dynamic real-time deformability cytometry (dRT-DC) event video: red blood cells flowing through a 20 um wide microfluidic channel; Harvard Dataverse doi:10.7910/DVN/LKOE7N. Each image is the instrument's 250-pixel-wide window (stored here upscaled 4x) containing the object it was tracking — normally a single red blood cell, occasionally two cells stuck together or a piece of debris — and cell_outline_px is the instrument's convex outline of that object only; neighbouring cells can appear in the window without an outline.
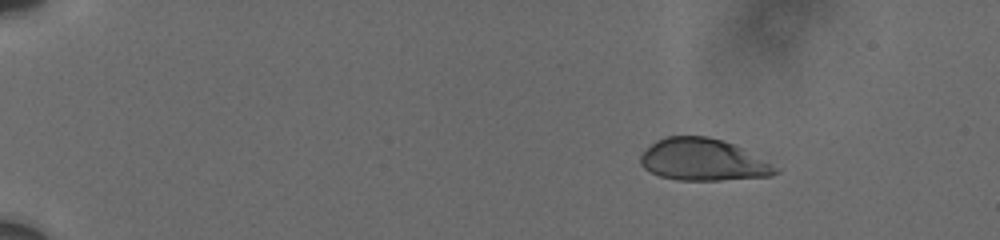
{"species": "human", "species_latin": "Homo sapiens", "temperature_condition": "cold", "stored_images_in_passage": 11, "camera_frame_rate_fps": 3000, "um_per_image_px": 0.085, "donor": {"sex": "male"}, "frame": {"image": 1, "passage_image": 4, "time_ms": 3.0, "image_size_px": [1000, 240], "cell_outline_px": [[780, 172], [772, 176], [720, 180], [680, 180], [660, 176], [644, 168], [640, 164], [640, 156], [656, 140], [664, 136], [708, 136], [724, 140], [744, 148], [780, 168]], "centroid_in_image_um": [59.81, 13.58], "position_along_channel_um": 25.2, "area_um2": 33.18}}
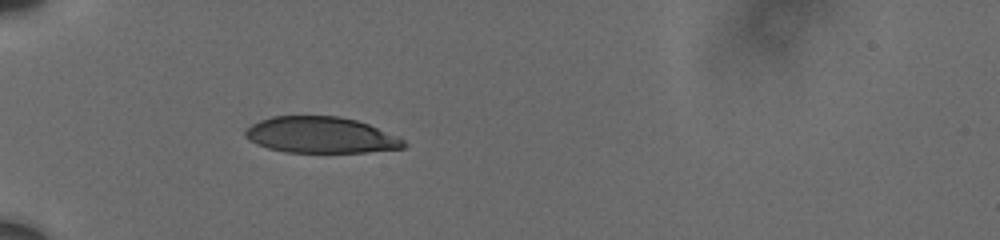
{"frame": {"image": 2, "passage_image": 8, "time_ms": 6.667, "image_size_px": [1000, 240], "cell_outline_px": [[408, 144], [404, 148], [364, 152], [284, 152], [268, 148], [256, 144], [248, 140], [244, 136], [244, 132], [252, 124], [260, 120], [272, 116], [340, 116], [356, 120], [368, 124], [396, 136], [404, 140]], "centroid_in_image_um": [27.24, 11.48], "position_along_channel_um": 57.8, "area_um2": 33.35}}
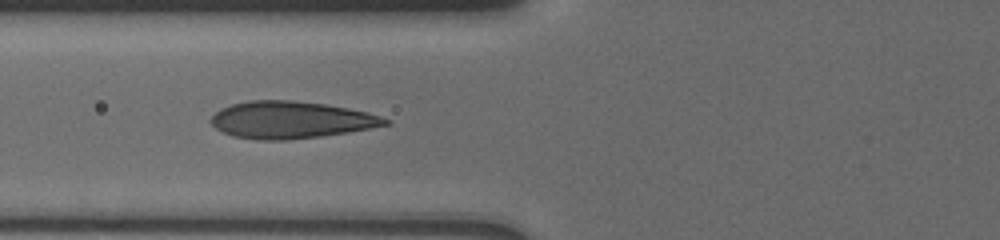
{"frame": {"image": 3, "passage_image": 10, "time_ms": 8.333, "image_size_px": [1000, 240], "cell_outline_px": [[388, 124], [348, 132], [320, 136], [288, 140], [260, 140], [232, 136], [216, 128], [208, 120], [220, 108], [232, 104], [248, 100], [292, 100], [324, 104], [348, 108], [368, 112], [380, 116], [388, 120]], "centroid_in_image_um": [24.67, 10.18], "position_along_channel_um": 101.1, "area_um2": 37.45}}